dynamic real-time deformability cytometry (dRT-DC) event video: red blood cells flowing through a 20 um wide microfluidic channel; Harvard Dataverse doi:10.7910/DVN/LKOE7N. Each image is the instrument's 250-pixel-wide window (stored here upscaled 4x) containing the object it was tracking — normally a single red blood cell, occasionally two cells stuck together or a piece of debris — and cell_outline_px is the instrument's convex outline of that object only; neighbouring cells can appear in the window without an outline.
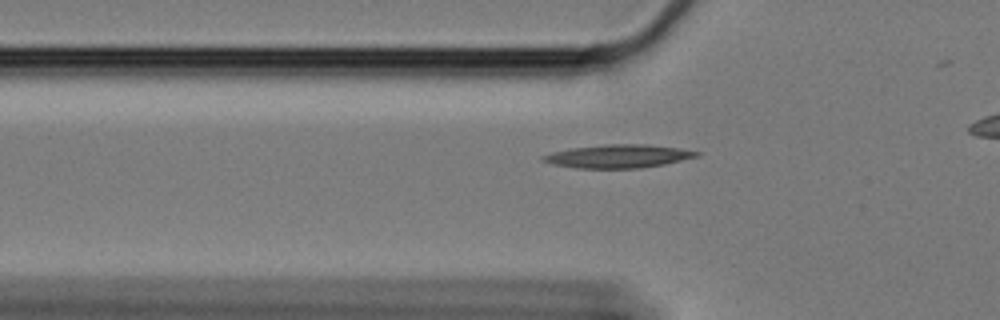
{"species": "Egyptian fruit bat (a non-hibernating species)", "species_latin": "Rousettus aegyptiacus", "temperature_condition": "cold", "stored_images_in_passage": 37, "camera_frame_rate_fps": 3000, "um_per_image_px": 0.085, "animal": {"sex": "female"}, "frame": {"image": 1, "passage_image": 7, "time_ms": 2.0, "image_size_px": [1000, 320], "cell_outline_px": [[704, 152], [700, 156], [664, 164], [640, 168], [576, 168], [552, 164], [540, 160], [540, 156], [552, 152], [568, 148], [604, 144], [648, 144], [680, 148]], "centroid_in_image_um": [52.56, 13.27], "position_along_channel_um": 73.2, "area_um2": 21.15}}
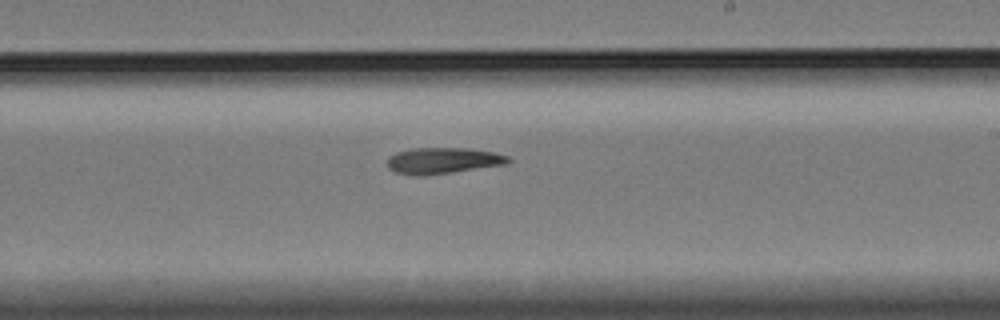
{"frame": {"image": 2, "passage_image": 23, "time_ms": 7.333, "image_size_px": [1000, 320], "cell_outline_px": [[512, 160], [504, 164], [452, 172], [424, 176], [416, 176], [396, 172], [388, 168], [388, 156], [396, 152], [412, 148], [468, 148], [492, 152], [508, 156]], "centroid_in_image_um": [37.6, 13.65], "position_along_channel_um": 251.4, "area_um2": 18.32}}
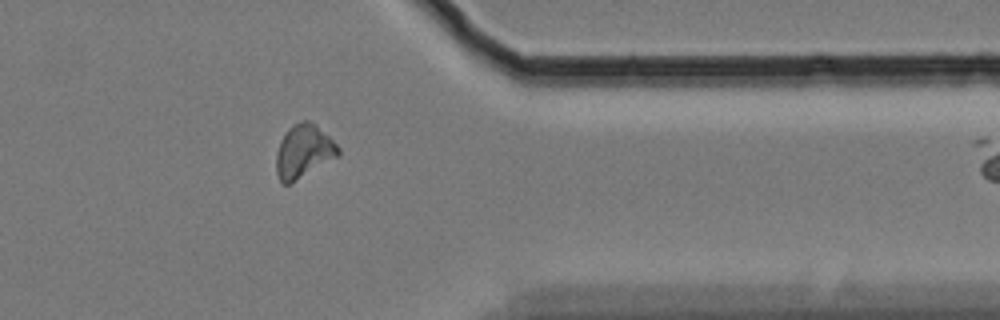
{"frame": {"image": 3, "passage_image": 36, "time_ms": 11.667, "image_size_px": [1000, 320], "cell_outline_px": [[340, 156], [292, 184], [284, 184], [280, 180], [276, 172], [276, 152], [280, 140], [288, 128], [304, 120], [308, 120], [316, 124], [340, 148]], "centroid_in_image_um": [25.81, 12.9], "position_along_channel_um": 385.6, "area_um2": 19.54}}